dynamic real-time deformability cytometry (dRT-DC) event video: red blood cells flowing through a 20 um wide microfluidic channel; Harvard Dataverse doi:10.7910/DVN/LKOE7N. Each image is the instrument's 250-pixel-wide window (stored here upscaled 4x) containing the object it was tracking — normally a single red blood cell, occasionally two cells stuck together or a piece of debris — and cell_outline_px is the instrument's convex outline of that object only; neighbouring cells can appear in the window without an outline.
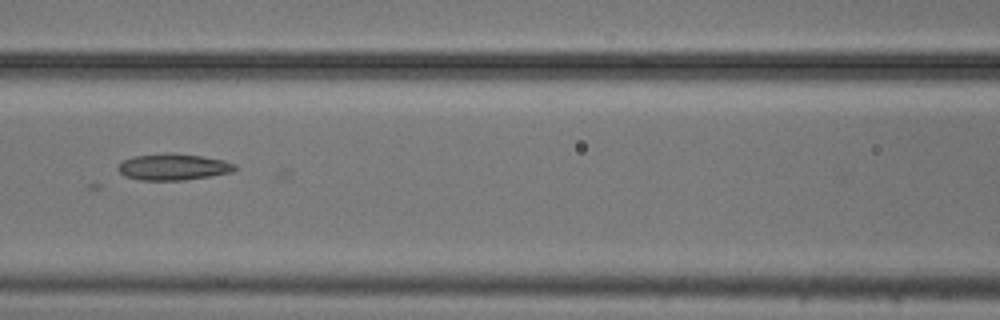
{"species": "common noctule bat (a hibernating species)", "species_latin": "Nyctalus noctula", "temperature_condition": "cold", "stored_images_in_passage": 6, "camera_frame_rate_fps": 3000, "um_per_image_px": 0.085, "animal": {"sex": "male", "body_mass_g": 20.5, "forearm_length_mm": 52.5}, "frame": {"image": 1, "passage_image": 6, "time_ms": 1.667, "image_size_px": [1000, 320], "cell_outline_px": [[236, 168], [232, 172], [184, 180], [140, 180], [124, 176], [116, 168], [124, 160], [132, 156], [168, 152], [200, 156], [224, 160], [236, 164]], "centroid_in_image_um": [14.7, 14.18], "position_along_channel_um": 151.9, "area_um2": 17.98}}